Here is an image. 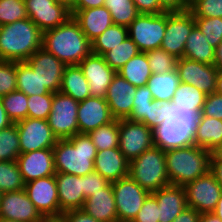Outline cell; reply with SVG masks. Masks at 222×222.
Masks as SVG:
<instances>
[{
    "label": "cell",
    "mask_w": 222,
    "mask_h": 222,
    "mask_svg": "<svg viewBox=\"0 0 222 222\" xmlns=\"http://www.w3.org/2000/svg\"><path fill=\"white\" fill-rule=\"evenodd\" d=\"M42 47L66 66L78 65L92 53V43L72 16L64 24L43 32Z\"/></svg>",
    "instance_id": "obj_1"
},
{
    "label": "cell",
    "mask_w": 222,
    "mask_h": 222,
    "mask_svg": "<svg viewBox=\"0 0 222 222\" xmlns=\"http://www.w3.org/2000/svg\"><path fill=\"white\" fill-rule=\"evenodd\" d=\"M43 32L30 19L0 26V60L24 62L42 47Z\"/></svg>",
    "instance_id": "obj_2"
},
{
    "label": "cell",
    "mask_w": 222,
    "mask_h": 222,
    "mask_svg": "<svg viewBox=\"0 0 222 222\" xmlns=\"http://www.w3.org/2000/svg\"><path fill=\"white\" fill-rule=\"evenodd\" d=\"M52 150L56 172L85 176L94 171L97 150L88 134L58 139Z\"/></svg>",
    "instance_id": "obj_3"
},
{
    "label": "cell",
    "mask_w": 222,
    "mask_h": 222,
    "mask_svg": "<svg viewBox=\"0 0 222 222\" xmlns=\"http://www.w3.org/2000/svg\"><path fill=\"white\" fill-rule=\"evenodd\" d=\"M170 184L185 186L210 172L211 152L196 145L165 151Z\"/></svg>",
    "instance_id": "obj_4"
},
{
    "label": "cell",
    "mask_w": 222,
    "mask_h": 222,
    "mask_svg": "<svg viewBox=\"0 0 222 222\" xmlns=\"http://www.w3.org/2000/svg\"><path fill=\"white\" fill-rule=\"evenodd\" d=\"M171 115L152 129L154 147L168 151L194 145L195 127L199 113L182 110L173 104Z\"/></svg>",
    "instance_id": "obj_5"
},
{
    "label": "cell",
    "mask_w": 222,
    "mask_h": 222,
    "mask_svg": "<svg viewBox=\"0 0 222 222\" xmlns=\"http://www.w3.org/2000/svg\"><path fill=\"white\" fill-rule=\"evenodd\" d=\"M128 175L143 189L152 193L170 184L165 151L153 147L129 162Z\"/></svg>",
    "instance_id": "obj_6"
},
{
    "label": "cell",
    "mask_w": 222,
    "mask_h": 222,
    "mask_svg": "<svg viewBox=\"0 0 222 222\" xmlns=\"http://www.w3.org/2000/svg\"><path fill=\"white\" fill-rule=\"evenodd\" d=\"M167 12L139 14L128 26V36L140 52L161 47L166 31Z\"/></svg>",
    "instance_id": "obj_7"
},
{
    "label": "cell",
    "mask_w": 222,
    "mask_h": 222,
    "mask_svg": "<svg viewBox=\"0 0 222 222\" xmlns=\"http://www.w3.org/2000/svg\"><path fill=\"white\" fill-rule=\"evenodd\" d=\"M79 102L71 96L56 92L47 122L57 139H68L79 133L77 115Z\"/></svg>",
    "instance_id": "obj_8"
},
{
    "label": "cell",
    "mask_w": 222,
    "mask_h": 222,
    "mask_svg": "<svg viewBox=\"0 0 222 222\" xmlns=\"http://www.w3.org/2000/svg\"><path fill=\"white\" fill-rule=\"evenodd\" d=\"M118 222H132L150 194L129 175L112 182Z\"/></svg>",
    "instance_id": "obj_9"
},
{
    "label": "cell",
    "mask_w": 222,
    "mask_h": 222,
    "mask_svg": "<svg viewBox=\"0 0 222 222\" xmlns=\"http://www.w3.org/2000/svg\"><path fill=\"white\" fill-rule=\"evenodd\" d=\"M119 150L131 162L154 147L153 132L144 123L119 119Z\"/></svg>",
    "instance_id": "obj_10"
},
{
    "label": "cell",
    "mask_w": 222,
    "mask_h": 222,
    "mask_svg": "<svg viewBox=\"0 0 222 222\" xmlns=\"http://www.w3.org/2000/svg\"><path fill=\"white\" fill-rule=\"evenodd\" d=\"M134 96L133 109L128 120L144 123L153 129L171 115L169 111L173 106L172 102L154 101L152 93L146 86L137 87Z\"/></svg>",
    "instance_id": "obj_11"
},
{
    "label": "cell",
    "mask_w": 222,
    "mask_h": 222,
    "mask_svg": "<svg viewBox=\"0 0 222 222\" xmlns=\"http://www.w3.org/2000/svg\"><path fill=\"white\" fill-rule=\"evenodd\" d=\"M184 188L187 207L199 213L213 212L222 195V187L211 172L187 183Z\"/></svg>",
    "instance_id": "obj_12"
},
{
    "label": "cell",
    "mask_w": 222,
    "mask_h": 222,
    "mask_svg": "<svg viewBox=\"0 0 222 222\" xmlns=\"http://www.w3.org/2000/svg\"><path fill=\"white\" fill-rule=\"evenodd\" d=\"M30 201L45 219H60V206L55 175L25 183Z\"/></svg>",
    "instance_id": "obj_13"
},
{
    "label": "cell",
    "mask_w": 222,
    "mask_h": 222,
    "mask_svg": "<svg viewBox=\"0 0 222 222\" xmlns=\"http://www.w3.org/2000/svg\"><path fill=\"white\" fill-rule=\"evenodd\" d=\"M20 140V153L53 148L58 139L47 120L27 117L15 123Z\"/></svg>",
    "instance_id": "obj_14"
},
{
    "label": "cell",
    "mask_w": 222,
    "mask_h": 222,
    "mask_svg": "<svg viewBox=\"0 0 222 222\" xmlns=\"http://www.w3.org/2000/svg\"><path fill=\"white\" fill-rule=\"evenodd\" d=\"M195 26V18L190 11L167 12L166 31L161 47L177 59L184 57V47Z\"/></svg>",
    "instance_id": "obj_15"
},
{
    "label": "cell",
    "mask_w": 222,
    "mask_h": 222,
    "mask_svg": "<svg viewBox=\"0 0 222 222\" xmlns=\"http://www.w3.org/2000/svg\"><path fill=\"white\" fill-rule=\"evenodd\" d=\"M25 7L28 18L42 32L64 24L72 16L70 9L56 0H25Z\"/></svg>",
    "instance_id": "obj_16"
},
{
    "label": "cell",
    "mask_w": 222,
    "mask_h": 222,
    "mask_svg": "<svg viewBox=\"0 0 222 222\" xmlns=\"http://www.w3.org/2000/svg\"><path fill=\"white\" fill-rule=\"evenodd\" d=\"M180 82L195 86L206 95L215 93L218 69L214 65L179 58L176 64Z\"/></svg>",
    "instance_id": "obj_17"
},
{
    "label": "cell",
    "mask_w": 222,
    "mask_h": 222,
    "mask_svg": "<svg viewBox=\"0 0 222 222\" xmlns=\"http://www.w3.org/2000/svg\"><path fill=\"white\" fill-rule=\"evenodd\" d=\"M0 217L20 222H42L45 220L30 201L24 189L2 193Z\"/></svg>",
    "instance_id": "obj_18"
},
{
    "label": "cell",
    "mask_w": 222,
    "mask_h": 222,
    "mask_svg": "<svg viewBox=\"0 0 222 222\" xmlns=\"http://www.w3.org/2000/svg\"><path fill=\"white\" fill-rule=\"evenodd\" d=\"M37 73L41 83L53 93L61 89L62 77L66 65L43 47L39 48L27 61Z\"/></svg>",
    "instance_id": "obj_19"
},
{
    "label": "cell",
    "mask_w": 222,
    "mask_h": 222,
    "mask_svg": "<svg viewBox=\"0 0 222 222\" xmlns=\"http://www.w3.org/2000/svg\"><path fill=\"white\" fill-rule=\"evenodd\" d=\"M78 65L88 81L91 96L105 98L117 72L107 65L102 55L94 53L84 58Z\"/></svg>",
    "instance_id": "obj_20"
},
{
    "label": "cell",
    "mask_w": 222,
    "mask_h": 222,
    "mask_svg": "<svg viewBox=\"0 0 222 222\" xmlns=\"http://www.w3.org/2000/svg\"><path fill=\"white\" fill-rule=\"evenodd\" d=\"M114 119L109 105L103 97L90 96L79 102L77 121L80 134H88Z\"/></svg>",
    "instance_id": "obj_21"
},
{
    "label": "cell",
    "mask_w": 222,
    "mask_h": 222,
    "mask_svg": "<svg viewBox=\"0 0 222 222\" xmlns=\"http://www.w3.org/2000/svg\"><path fill=\"white\" fill-rule=\"evenodd\" d=\"M16 161L24 183L56 174L52 148L20 154Z\"/></svg>",
    "instance_id": "obj_22"
},
{
    "label": "cell",
    "mask_w": 222,
    "mask_h": 222,
    "mask_svg": "<svg viewBox=\"0 0 222 222\" xmlns=\"http://www.w3.org/2000/svg\"><path fill=\"white\" fill-rule=\"evenodd\" d=\"M137 87L116 73L108 87L105 100L115 119H127L132 112Z\"/></svg>",
    "instance_id": "obj_23"
},
{
    "label": "cell",
    "mask_w": 222,
    "mask_h": 222,
    "mask_svg": "<svg viewBox=\"0 0 222 222\" xmlns=\"http://www.w3.org/2000/svg\"><path fill=\"white\" fill-rule=\"evenodd\" d=\"M55 180L61 214L71 210L82 209L85 203L83 195V176L56 172Z\"/></svg>",
    "instance_id": "obj_24"
},
{
    "label": "cell",
    "mask_w": 222,
    "mask_h": 222,
    "mask_svg": "<svg viewBox=\"0 0 222 222\" xmlns=\"http://www.w3.org/2000/svg\"><path fill=\"white\" fill-rule=\"evenodd\" d=\"M159 206L158 222H173L187 208L184 186L169 184L152 192Z\"/></svg>",
    "instance_id": "obj_25"
},
{
    "label": "cell",
    "mask_w": 222,
    "mask_h": 222,
    "mask_svg": "<svg viewBox=\"0 0 222 222\" xmlns=\"http://www.w3.org/2000/svg\"><path fill=\"white\" fill-rule=\"evenodd\" d=\"M70 12L90 42L113 24L111 13L105 6L89 9H70Z\"/></svg>",
    "instance_id": "obj_26"
},
{
    "label": "cell",
    "mask_w": 222,
    "mask_h": 222,
    "mask_svg": "<svg viewBox=\"0 0 222 222\" xmlns=\"http://www.w3.org/2000/svg\"><path fill=\"white\" fill-rule=\"evenodd\" d=\"M94 171L112 183L128 176L129 161L119 150V147L97 151Z\"/></svg>",
    "instance_id": "obj_27"
},
{
    "label": "cell",
    "mask_w": 222,
    "mask_h": 222,
    "mask_svg": "<svg viewBox=\"0 0 222 222\" xmlns=\"http://www.w3.org/2000/svg\"><path fill=\"white\" fill-rule=\"evenodd\" d=\"M82 209L99 222H118L112 183L109 182L97 193H92L85 200Z\"/></svg>",
    "instance_id": "obj_28"
},
{
    "label": "cell",
    "mask_w": 222,
    "mask_h": 222,
    "mask_svg": "<svg viewBox=\"0 0 222 222\" xmlns=\"http://www.w3.org/2000/svg\"><path fill=\"white\" fill-rule=\"evenodd\" d=\"M222 142V120L199 115L195 127L194 145L212 151Z\"/></svg>",
    "instance_id": "obj_29"
},
{
    "label": "cell",
    "mask_w": 222,
    "mask_h": 222,
    "mask_svg": "<svg viewBox=\"0 0 222 222\" xmlns=\"http://www.w3.org/2000/svg\"><path fill=\"white\" fill-rule=\"evenodd\" d=\"M60 92L71 96L78 102L91 96L88 81L79 65L65 67Z\"/></svg>",
    "instance_id": "obj_30"
},
{
    "label": "cell",
    "mask_w": 222,
    "mask_h": 222,
    "mask_svg": "<svg viewBox=\"0 0 222 222\" xmlns=\"http://www.w3.org/2000/svg\"><path fill=\"white\" fill-rule=\"evenodd\" d=\"M177 70H172L163 74H152L146 83L154 101L171 102L175 91L180 84Z\"/></svg>",
    "instance_id": "obj_31"
},
{
    "label": "cell",
    "mask_w": 222,
    "mask_h": 222,
    "mask_svg": "<svg viewBox=\"0 0 222 222\" xmlns=\"http://www.w3.org/2000/svg\"><path fill=\"white\" fill-rule=\"evenodd\" d=\"M215 48L206 40V37L195 25L188 36L184 47V58L213 65Z\"/></svg>",
    "instance_id": "obj_32"
},
{
    "label": "cell",
    "mask_w": 222,
    "mask_h": 222,
    "mask_svg": "<svg viewBox=\"0 0 222 222\" xmlns=\"http://www.w3.org/2000/svg\"><path fill=\"white\" fill-rule=\"evenodd\" d=\"M117 73L135 87L146 86L152 75L146 52L132 57Z\"/></svg>",
    "instance_id": "obj_33"
},
{
    "label": "cell",
    "mask_w": 222,
    "mask_h": 222,
    "mask_svg": "<svg viewBox=\"0 0 222 222\" xmlns=\"http://www.w3.org/2000/svg\"><path fill=\"white\" fill-rule=\"evenodd\" d=\"M17 90L27 96L42 95L50 91L41 83L37 73L26 62H16Z\"/></svg>",
    "instance_id": "obj_34"
},
{
    "label": "cell",
    "mask_w": 222,
    "mask_h": 222,
    "mask_svg": "<svg viewBox=\"0 0 222 222\" xmlns=\"http://www.w3.org/2000/svg\"><path fill=\"white\" fill-rule=\"evenodd\" d=\"M206 96L204 92L198 90L195 86L180 83L171 102L182 110L201 114Z\"/></svg>",
    "instance_id": "obj_35"
},
{
    "label": "cell",
    "mask_w": 222,
    "mask_h": 222,
    "mask_svg": "<svg viewBox=\"0 0 222 222\" xmlns=\"http://www.w3.org/2000/svg\"><path fill=\"white\" fill-rule=\"evenodd\" d=\"M128 37V27L112 24L91 42L92 53L103 55L117 45H120Z\"/></svg>",
    "instance_id": "obj_36"
},
{
    "label": "cell",
    "mask_w": 222,
    "mask_h": 222,
    "mask_svg": "<svg viewBox=\"0 0 222 222\" xmlns=\"http://www.w3.org/2000/svg\"><path fill=\"white\" fill-rule=\"evenodd\" d=\"M97 151L119 146V119L102 125L88 133Z\"/></svg>",
    "instance_id": "obj_37"
},
{
    "label": "cell",
    "mask_w": 222,
    "mask_h": 222,
    "mask_svg": "<svg viewBox=\"0 0 222 222\" xmlns=\"http://www.w3.org/2000/svg\"><path fill=\"white\" fill-rule=\"evenodd\" d=\"M111 13L113 24L128 27L140 14L133 0H104V5Z\"/></svg>",
    "instance_id": "obj_38"
},
{
    "label": "cell",
    "mask_w": 222,
    "mask_h": 222,
    "mask_svg": "<svg viewBox=\"0 0 222 222\" xmlns=\"http://www.w3.org/2000/svg\"><path fill=\"white\" fill-rule=\"evenodd\" d=\"M139 53L137 45L128 37L120 45L107 51L102 56L107 65L118 72L132 57Z\"/></svg>",
    "instance_id": "obj_39"
},
{
    "label": "cell",
    "mask_w": 222,
    "mask_h": 222,
    "mask_svg": "<svg viewBox=\"0 0 222 222\" xmlns=\"http://www.w3.org/2000/svg\"><path fill=\"white\" fill-rule=\"evenodd\" d=\"M3 108L12 123L28 117V96L19 90H15L0 97Z\"/></svg>",
    "instance_id": "obj_40"
},
{
    "label": "cell",
    "mask_w": 222,
    "mask_h": 222,
    "mask_svg": "<svg viewBox=\"0 0 222 222\" xmlns=\"http://www.w3.org/2000/svg\"><path fill=\"white\" fill-rule=\"evenodd\" d=\"M20 154L18 129L13 123L0 130V161H16Z\"/></svg>",
    "instance_id": "obj_41"
},
{
    "label": "cell",
    "mask_w": 222,
    "mask_h": 222,
    "mask_svg": "<svg viewBox=\"0 0 222 222\" xmlns=\"http://www.w3.org/2000/svg\"><path fill=\"white\" fill-rule=\"evenodd\" d=\"M17 161H0V190L2 193L24 189Z\"/></svg>",
    "instance_id": "obj_42"
},
{
    "label": "cell",
    "mask_w": 222,
    "mask_h": 222,
    "mask_svg": "<svg viewBox=\"0 0 222 222\" xmlns=\"http://www.w3.org/2000/svg\"><path fill=\"white\" fill-rule=\"evenodd\" d=\"M152 74H163L176 69L177 58L162 48L146 51Z\"/></svg>",
    "instance_id": "obj_43"
},
{
    "label": "cell",
    "mask_w": 222,
    "mask_h": 222,
    "mask_svg": "<svg viewBox=\"0 0 222 222\" xmlns=\"http://www.w3.org/2000/svg\"><path fill=\"white\" fill-rule=\"evenodd\" d=\"M28 18L25 1L0 0V26Z\"/></svg>",
    "instance_id": "obj_44"
},
{
    "label": "cell",
    "mask_w": 222,
    "mask_h": 222,
    "mask_svg": "<svg viewBox=\"0 0 222 222\" xmlns=\"http://www.w3.org/2000/svg\"><path fill=\"white\" fill-rule=\"evenodd\" d=\"M195 25L206 37L207 42L216 48L222 41V18H195Z\"/></svg>",
    "instance_id": "obj_45"
},
{
    "label": "cell",
    "mask_w": 222,
    "mask_h": 222,
    "mask_svg": "<svg viewBox=\"0 0 222 222\" xmlns=\"http://www.w3.org/2000/svg\"><path fill=\"white\" fill-rule=\"evenodd\" d=\"M54 93L28 96V117L47 120L53 102Z\"/></svg>",
    "instance_id": "obj_46"
},
{
    "label": "cell",
    "mask_w": 222,
    "mask_h": 222,
    "mask_svg": "<svg viewBox=\"0 0 222 222\" xmlns=\"http://www.w3.org/2000/svg\"><path fill=\"white\" fill-rule=\"evenodd\" d=\"M190 12L194 18H222V0H191Z\"/></svg>",
    "instance_id": "obj_47"
},
{
    "label": "cell",
    "mask_w": 222,
    "mask_h": 222,
    "mask_svg": "<svg viewBox=\"0 0 222 222\" xmlns=\"http://www.w3.org/2000/svg\"><path fill=\"white\" fill-rule=\"evenodd\" d=\"M17 90L16 62L0 60V97Z\"/></svg>",
    "instance_id": "obj_48"
},
{
    "label": "cell",
    "mask_w": 222,
    "mask_h": 222,
    "mask_svg": "<svg viewBox=\"0 0 222 222\" xmlns=\"http://www.w3.org/2000/svg\"><path fill=\"white\" fill-rule=\"evenodd\" d=\"M159 206L156 197L150 193L132 222H158Z\"/></svg>",
    "instance_id": "obj_49"
},
{
    "label": "cell",
    "mask_w": 222,
    "mask_h": 222,
    "mask_svg": "<svg viewBox=\"0 0 222 222\" xmlns=\"http://www.w3.org/2000/svg\"><path fill=\"white\" fill-rule=\"evenodd\" d=\"M109 182L96 171L90 172L83 176V195L87 199L92 193H97L104 188Z\"/></svg>",
    "instance_id": "obj_50"
},
{
    "label": "cell",
    "mask_w": 222,
    "mask_h": 222,
    "mask_svg": "<svg viewBox=\"0 0 222 222\" xmlns=\"http://www.w3.org/2000/svg\"><path fill=\"white\" fill-rule=\"evenodd\" d=\"M201 114L206 117L222 120V95L217 93L208 94Z\"/></svg>",
    "instance_id": "obj_51"
},
{
    "label": "cell",
    "mask_w": 222,
    "mask_h": 222,
    "mask_svg": "<svg viewBox=\"0 0 222 222\" xmlns=\"http://www.w3.org/2000/svg\"><path fill=\"white\" fill-rule=\"evenodd\" d=\"M140 14H162L166 12L158 0H133Z\"/></svg>",
    "instance_id": "obj_52"
},
{
    "label": "cell",
    "mask_w": 222,
    "mask_h": 222,
    "mask_svg": "<svg viewBox=\"0 0 222 222\" xmlns=\"http://www.w3.org/2000/svg\"><path fill=\"white\" fill-rule=\"evenodd\" d=\"M158 2L166 12L190 11L191 0H158Z\"/></svg>",
    "instance_id": "obj_53"
},
{
    "label": "cell",
    "mask_w": 222,
    "mask_h": 222,
    "mask_svg": "<svg viewBox=\"0 0 222 222\" xmlns=\"http://www.w3.org/2000/svg\"><path fill=\"white\" fill-rule=\"evenodd\" d=\"M62 222H99L86 213L83 209L71 210L61 214Z\"/></svg>",
    "instance_id": "obj_54"
},
{
    "label": "cell",
    "mask_w": 222,
    "mask_h": 222,
    "mask_svg": "<svg viewBox=\"0 0 222 222\" xmlns=\"http://www.w3.org/2000/svg\"><path fill=\"white\" fill-rule=\"evenodd\" d=\"M200 213L191 207L185 208L173 222H199Z\"/></svg>",
    "instance_id": "obj_55"
},
{
    "label": "cell",
    "mask_w": 222,
    "mask_h": 222,
    "mask_svg": "<svg viewBox=\"0 0 222 222\" xmlns=\"http://www.w3.org/2000/svg\"><path fill=\"white\" fill-rule=\"evenodd\" d=\"M104 0H76L71 9H89L95 7H102Z\"/></svg>",
    "instance_id": "obj_56"
},
{
    "label": "cell",
    "mask_w": 222,
    "mask_h": 222,
    "mask_svg": "<svg viewBox=\"0 0 222 222\" xmlns=\"http://www.w3.org/2000/svg\"><path fill=\"white\" fill-rule=\"evenodd\" d=\"M210 172L222 187V159H211Z\"/></svg>",
    "instance_id": "obj_57"
},
{
    "label": "cell",
    "mask_w": 222,
    "mask_h": 222,
    "mask_svg": "<svg viewBox=\"0 0 222 222\" xmlns=\"http://www.w3.org/2000/svg\"><path fill=\"white\" fill-rule=\"evenodd\" d=\"M12 121L8 118L6 110L3 108L1 99H0V130L8 128Z\"/></svg>",
    "instance_id": "obj_58"
},
{
    "label": "cell",
    "mask_w": 222,
    "mask_h": 222,
    "mask_svg": "<svg viewBox=\"0 0 222 222\" xmlns=\"http://www.w3.org/2000/svg\"><path fill=\"white\" fill-rule=\"evenodd\" d=\"M213 65H214L218 70H222V41H221V43L215 48Z\"/></svg>",
    "instance_id": "obj_59"
},
{
    "label": "cell",
    "mask_w": 222,
    "mask_h": 222,
    "mask_svg": "<svg viewBox=\"0 0 222 222\" xmlns=\"http://www.w3.org/2000/svg\"><path fill=\"white\" fill-rule=\"evenodd\" d=\"M199 222H222L214 212L200 213Z\"/></svg>",
    "instance_id": "obj_60"
},
{
    "label": "cell",
    "mask_w": 222,
    "mask_h": 222,
    "mask_svg": "<svg viewBox=\"0 0 222 222\" xmlns=\"http://www.w3.org/2000/svg\"><path fill=\"white\" fill-rule=\"evenodd\" d=\"M215 93L222 95V70H218Z\"/></svg>",
    "instance_id": "obj_61"
},
{
    "label": "cell",
    "mask_w": 222,
    "mask_h": 222,
    "mask_svg": "<svg viewBox=\"0 0 222 222\" xmlns=\"http://www.w3.org/2000/svg\"><path fill=\"white\" fill-rule=\"evenodd\" d=\"M211 159H222V142L211 151Z\"/></svg>",
    "instance_id": "obj_62"
},
{
    "label": "cell",
    "mask_w": 222,
    "mask_h": 222,
    "mask_svg": "<svg viewBox=\"0 0 222 222\" xmlns=\"http://www.w3.org/2000/svg\"><path fill=\"white\" fill-rule=\"evenodd\" d=\"M213 212L222 220V195L217 202V206Z\"/></svg>",
    "instance_id": "obj_63"
},
{
    "label": "cell",
    "mask_w": 222,
    "mask_h": 222,
    "mask_svg": "<svg viewBox=\"0 0 222 222\" xmlns=\"http://www.w3.org/2000/svg\"><path fill=\"white\" fill-rule=\"evenodd\" d=\"M56 1L65 4L69 9H71L76 2V0H56Z\"/></svg>",
    "instance_id": "obj_64"
},
{
    "label": "cell",
    "mask_w": 222,
    "mask_h": 222,
    "mask_svg": "<svg viewBox=\"0 0 222 222\" xmlns=\"http://www.w3.org/2000/svg\"><path fill=\"white\" fill-rule=\"evenodd\" d=\"M0 222H20V221H16L13 219H5V218L0 217Z\"/></svg>",
    "instance_id": "obj_65"
},
{
    "label": "cell",
    "mask_w": 222,
    "mask_h": 222,
    "mask_svg": "<svg viewBox=\"0 0 222 222\" xmlns=\"http://www.w3.org/2000/svg\"><path fill=\"white\" fill-rule=\"evenodd\" d=\"M46 222H62L60 219H46Z\"/></svg>",
    "instance_id": "obj_66"
}]
</instances>
